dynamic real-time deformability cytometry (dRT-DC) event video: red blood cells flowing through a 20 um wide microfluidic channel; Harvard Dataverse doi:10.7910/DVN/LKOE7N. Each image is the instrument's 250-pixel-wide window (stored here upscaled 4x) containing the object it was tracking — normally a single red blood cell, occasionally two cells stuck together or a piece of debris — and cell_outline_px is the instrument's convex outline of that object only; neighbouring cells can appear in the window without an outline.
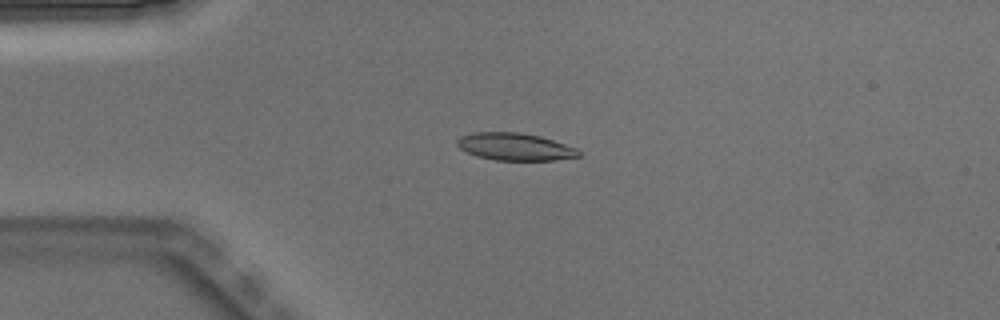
{"species": "Egyptian fruit bat (a non-hibernating species)", "species_latin": "Rousettus aegyptiacus", "temperature_condition": "warm", "stored_images_in_passage": 5, "camera_frame_rate_fps": 3000, "um_per_image_px": 0.085, "animal": {"sex": "male"}, "frame": {"image": 1, "passage_image": 3, "time_ms": 0.667, "image_size_px": [1000, 320], "cell_outline_px": [[580, 156], [556, 160], [496, 160], [476, 156], [460, 148], [456, 144], [456, 140], [460, 136], [472, 132], [516, 132], [540, 136], [576, 148], [580, 152]], "centroid_in_image_um": [43.74, 12.47], "position_along_channel_um": 41.3, "area_um2": 19.31}}